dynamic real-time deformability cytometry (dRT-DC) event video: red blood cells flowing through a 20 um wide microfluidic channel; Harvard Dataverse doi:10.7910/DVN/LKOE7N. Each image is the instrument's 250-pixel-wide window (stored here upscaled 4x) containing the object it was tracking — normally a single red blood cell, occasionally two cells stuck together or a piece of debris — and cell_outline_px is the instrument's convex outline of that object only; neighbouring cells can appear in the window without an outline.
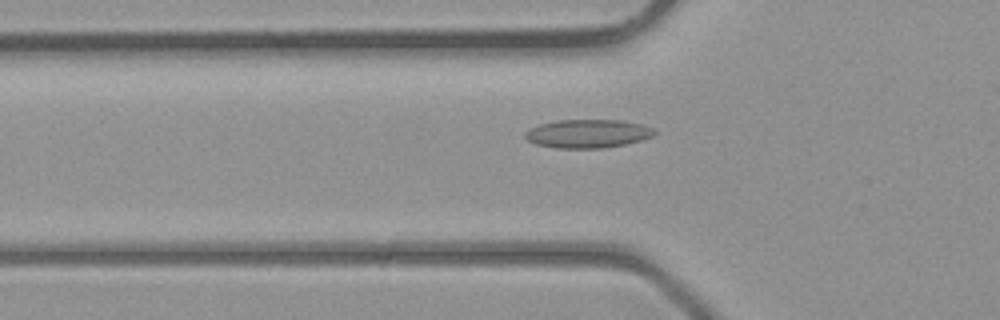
{"species": "common noctule bat (a hibernating species)", "species_latin": "Nyctalus noctula", "temperature_condition": "room temperature", "stored_images_in_passage": 5, "camera_frame_rate_fps": 3000, "um_per_image_px": 0.085, "animal": {"sex": "male", "body_mass_g": 23.1, "forearm_length_mm": 52.7}, "frame": {"image": 1, "passage_image": 5, "time_ms": 5.333, "image_size_px": [1000, 320], "cell_outline_px": [[656, 132], [652, 136], [640, 140], [624, 144], [600, 148], [556, 148], [536, 144], [528, 140], [524, 136], [524, 132], [528, 128], [540, 124], [556, 120], [620, 120], [640, 124], [656, 128]], "centroid_in_image_um": [49.93, 11.35], "position_along_channel_um": 75.9, "area_um2": 21.44}}